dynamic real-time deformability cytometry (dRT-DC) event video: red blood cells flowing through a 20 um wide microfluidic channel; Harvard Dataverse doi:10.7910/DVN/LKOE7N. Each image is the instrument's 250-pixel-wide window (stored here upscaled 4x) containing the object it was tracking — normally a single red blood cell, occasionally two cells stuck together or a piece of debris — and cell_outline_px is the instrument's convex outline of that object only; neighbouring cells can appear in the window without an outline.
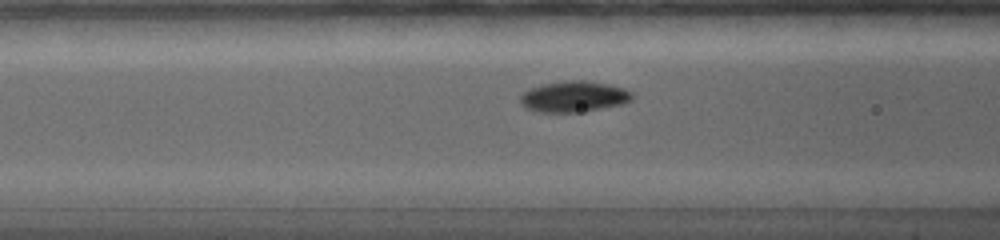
{"species": "common noctule bat (a hibernating species)", "species_latin": "Nyctalus noctula", "temperature_condition": "warm", "stored_images_in_passage": 35, "camera_frame_rate_fps": 5000, "um_per_image_px": 0.085, "animal": {"sex": "female", "body_mass_g": 19.0, "forearm_length_mm": 56.7}, "frame": {"image": 1, "passage_image": 13, "time_ms": 5.0, "image_size_px": [1000, 240], "cell_outline_px": [[636, 96], [632, 100], [620, 104], [584, 112], [540, 112], [528, 108], [520, 104], [520, 96], [528, 88], [540, 84], [564, 80], [588, 80], [608, 84], [624, 88], [632, 92]], "centroid_in_image_um": [48.78, 8.19], "position_along_channel_um": 117.8, "area_um2": 20.46}}
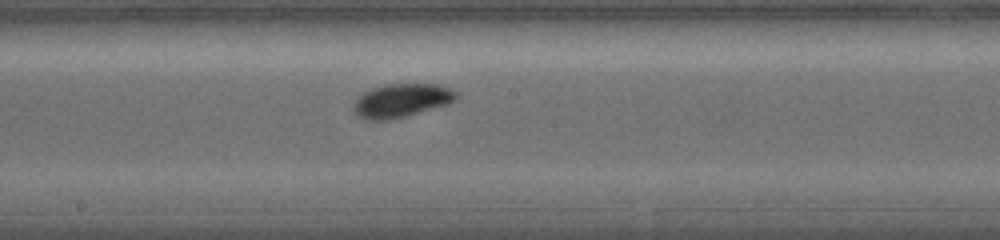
{"frame": {"image": 2, "passage_image": 19, "time_ms": 7.6, "image_size_px": [1000, 240], "cell_outline_px": [[460, 92], [456, 100], [448, 104], [404, 116], [388, 120], [364, 120], [356, 116], [352, 112], [352, 104], [356, 96], [372, 88], [388, 84], [440, 84]], "centroid_in_image_um": [34.09, 8.54], "position_along_channel_um": 214.1, "area_um2": 20.46}}
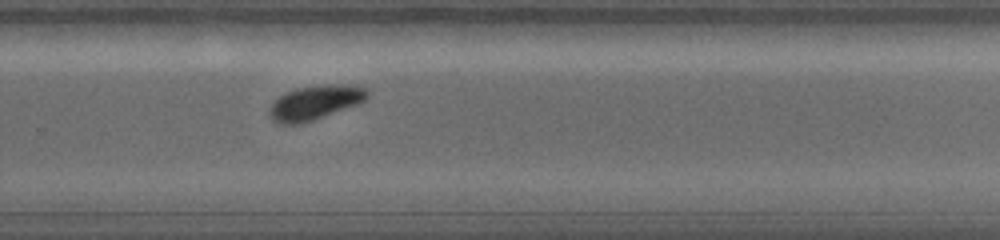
{"frame": {"image": 3, "passage_image": 25, "time_ms": 10.0, "image_size_px": [1000, 240], "cell_outline_px": [[368, 96], [360, 104], [300, 124], [276, 124], [268, 116], [268, 108], [272, 100], [296, 88], [320, 84], [352, 84], [368, 88]], "centroid_in_image_um": [26.76, 8.71], "position_along_channel_um": 303.0, "area_um2": 20.06}, "authors_computed_cell_mechanics": {"area_um2": 19.3052, "velocity_mm_per_s": 3.7124, "shape_relaxation_time_tau1_ms": 1.6036, "shape_relaxation_time_tau2_ms": null, "deformation_change_tau1": 0.1054, "deformation_change_tau2": null}}